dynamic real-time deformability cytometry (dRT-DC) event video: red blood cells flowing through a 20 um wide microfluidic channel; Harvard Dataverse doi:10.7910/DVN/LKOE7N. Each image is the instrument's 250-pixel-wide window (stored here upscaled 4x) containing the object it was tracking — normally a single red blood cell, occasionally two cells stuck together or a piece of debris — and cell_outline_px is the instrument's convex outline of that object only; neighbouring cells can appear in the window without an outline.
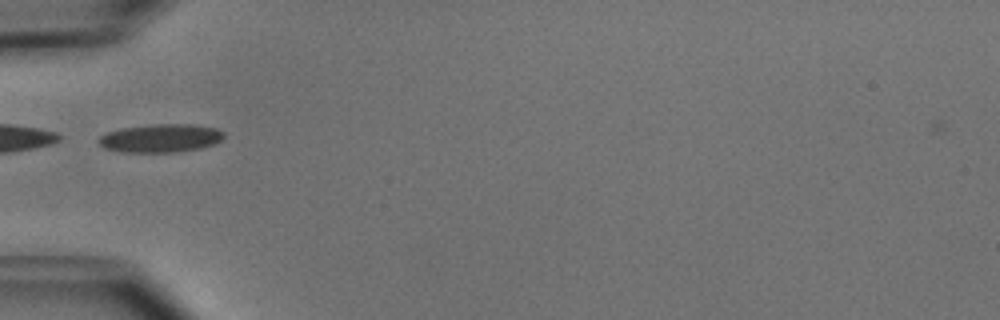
{"species": "common noctule bat (a hibernating species)", "species_latin": "Nyctalus noctula", "temperature_condition": "cold", "stored_images_in_passage": 34, "camera_frame_rate_fps": 3000, "um_per_image_px": 0.085, "animal": {"sex": "male", "body_mass_g": 15.6}, "frame": {"image": 1, "passage_image": 2, "time_ms": 0.333, "image_size_px": [1000, 320], "cell_outline_px": [[224, 136], [216, 144], [200, 148], [176, 152], [120, 152], [104, 148], [96, 140], [100, 136], [108, 132], [120, 128], [152, 124], [192, 124], [216, 128], [224, 132]], "centroid_in_image_um": [13.64, 11.74], "position_along_channel_um": 71.4, "area_um2": 20.81}}
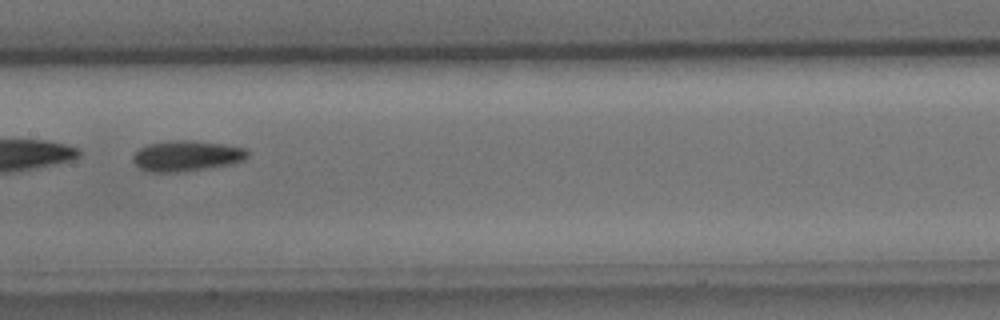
{"frame": {"image": 2, "passage_image": 11, "time_ms": 3.333, "image_size_px": [1000, 320], "cell_outline_px": [[248, 156], [244, 160], [232, 164], [184, 172], [148, 172], [140, 168], [132, 160], [132, 156], [140, 148], [148, 144], [168, 140], [192, 140], [224, 144], [248, 148]], "centroid_in_image_um": [15.88, 13.25], "position_along_channel_um": 191.5, "area_um2": 20.75}, "authors_computed_cell_mechanics": {"area_um2": 20.519, "velocity_mm_per_s": 3.9843, "shape_relaxation_time_tau1_ms": 4.4613, "shape_relaxation_time_tau2_ms": null, "deformation_change_tau1": 0.1054, "deformation_change_tau2": null}}